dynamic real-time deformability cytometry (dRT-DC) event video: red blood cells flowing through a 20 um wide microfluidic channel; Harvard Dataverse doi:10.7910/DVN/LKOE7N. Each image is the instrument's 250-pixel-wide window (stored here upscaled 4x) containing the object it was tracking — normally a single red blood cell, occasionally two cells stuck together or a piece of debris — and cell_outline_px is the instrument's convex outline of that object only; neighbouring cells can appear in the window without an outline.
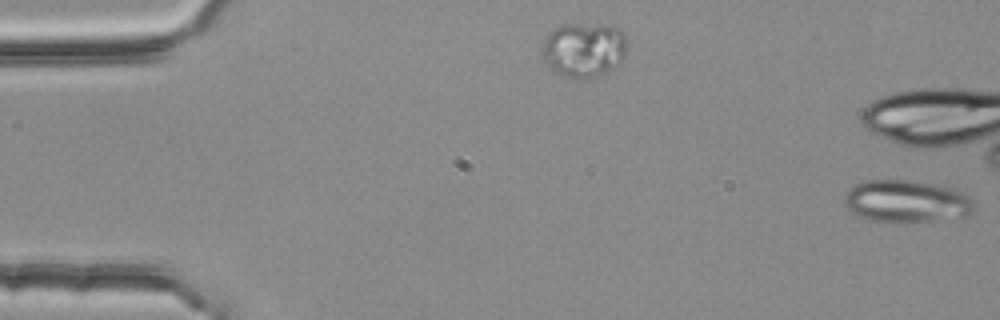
{"species": "common noctule bat (a hibernating species)", "species_latin": "Nyctalus noctula", "temperature_condition": "room temperature", "stored_images_in_passage": 2, "segment_of_instrument_passage": [2, 2], "camera_frame_rate_fps": 3000, "um_per_image_px": 0.085, "animal": {"sex": "female", "body_mass_g": 25.1}, "frame": {"image": 1, "passage_image": 2, "time_ms": 0.333, "image_size_px": [1000, 320], "cell_outline_px": [[976, 208], [968, 216], [936, 220], [896, 224], [872, 220], [860, 216], [852, 212], [844, 204], [844, 192], [848, 188], [864, 180], [908, 180], [940, 184], [956, 188], [964, 192], [972, 200]], "centroid_in_image_um": [77.07, 17.11], "position_along_channel_um": 7.9, "area_um2": 32.83}}